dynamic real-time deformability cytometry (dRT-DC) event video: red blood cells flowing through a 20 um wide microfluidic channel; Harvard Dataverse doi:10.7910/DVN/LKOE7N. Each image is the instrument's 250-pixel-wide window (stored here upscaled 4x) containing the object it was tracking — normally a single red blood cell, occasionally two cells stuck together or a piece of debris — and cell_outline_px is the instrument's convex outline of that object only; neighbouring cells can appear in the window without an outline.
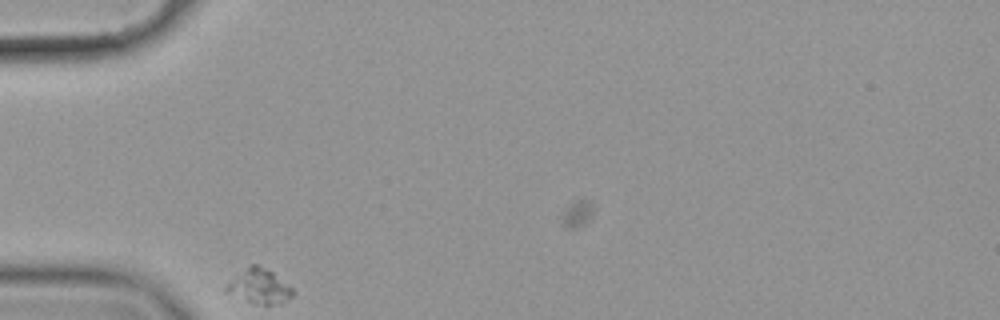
{"species": "common noctule bat (a hibernating species)", "species_latin": "Nyctalus noctula", "temperature_condition": "cold", "stored_images_in_passage": 35, "camera_frame_rate_fps": 3000, "um_per_image_px": 0.085, "animal": {"sex": "female", "body_mass_g": 19.9}, "frame": {"image": 1, "passage_image": 1, "time_ms": 0.0, "image_size_px": [1000, 320], "cell_outline_px": [[292, 296], [280, 304], [252, 304], [224, 292], [224, 288], [236, 276], [252, 264], [256, 264], [272, 272], [292, 288]], "centroid_in_image_um": [22.01, 24.38], "position_along_channel_um": 63.0, "area_um2": 13.06}}
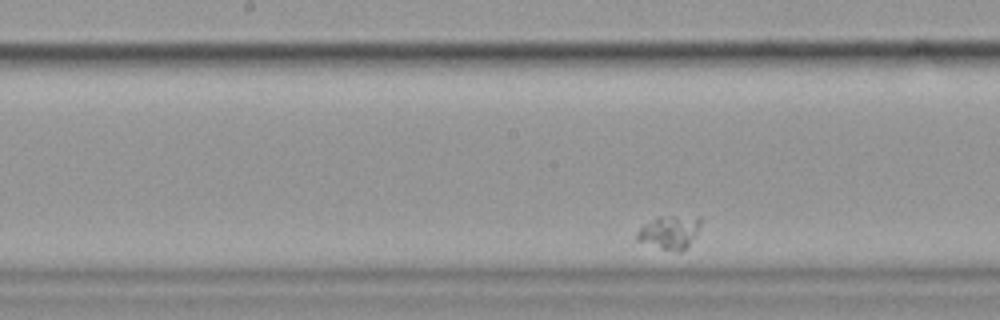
{"frame": {"image": 2, "passage_image": 16, "time_ms": 5.0, "image_size_px": [1000, 320], "cell_outline_px": [[700, 224], [696, 236], [680, 252], [676, 252], [660, 248], [636, 240], [636, 232], [644, 224], [656, 216], [700, 216]], "centroid_in_image_um": [56.9, 19.72], "position_along_channel_um": 191.3, "area_um2": 12.43}}
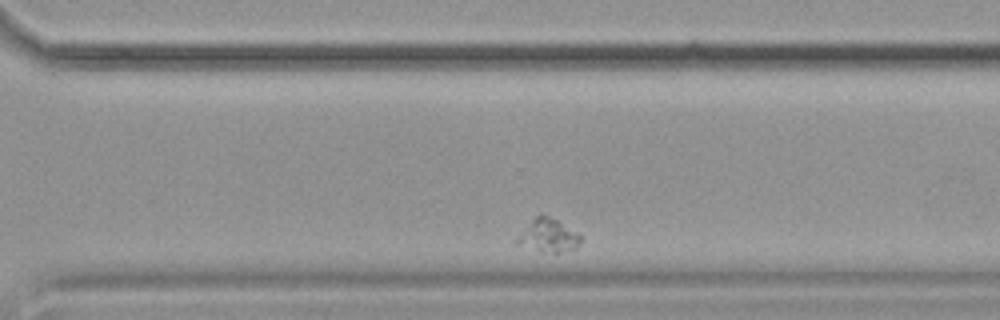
{"frame": {"image": 3, "passage_image": 30, "time_ms": 9.667, "image_size_px": [1000, 320], "cell_outline_px": [[580, 244], [572, 248], [560, 252], [540, 252], [512, 244], [512, 240], [536, 216], [548, 216], [556, 220], [576, 232], [580, 236]], "centroid_in_image_um": [46.48, 20.06], "position_along_channel_um": 324.1, "area_um2": 12.2}}